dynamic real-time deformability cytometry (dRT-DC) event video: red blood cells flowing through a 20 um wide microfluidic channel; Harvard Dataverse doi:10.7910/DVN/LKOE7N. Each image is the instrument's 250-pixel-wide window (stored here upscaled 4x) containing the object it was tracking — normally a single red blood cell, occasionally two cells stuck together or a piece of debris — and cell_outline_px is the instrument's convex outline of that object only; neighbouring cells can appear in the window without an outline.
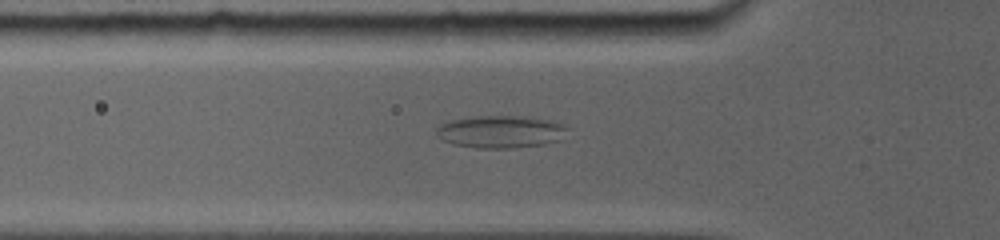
{"species": "common noctule bat (a hibernating species)", "species_latin": "Nyctalus noctula", "temperature_condition": "room temperature", "stored_images_in_passage": 58, "camera_frame_rate_fps": 5000, "um_per_image_px": 0.085, "animal": {"sex": "female", "body_mass_g": 19.0, "forearm_length_mm": 56.7}, "frame": {"image": 1, "passage_image": 19, "time_ms": 4.8, "image_size_px": [1000, 240], "cell_outline_px": [[568, 128], [560, 140], [544, 144], [512, 148], [476, 148], [452, 144], [436, 136], [436, 128], [440, 124], [452, 120], [472, 116], [528, 116], [552, 120], [564, 124]], "centroid_in_image_um": [42.56, 11.19], "position_along_channel_um": 83.2, "area_um2": 25.03}}
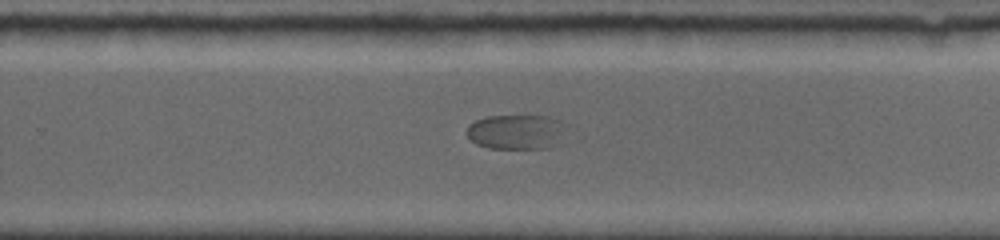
{"frame": {"image": 2, "passage_image": 32, "time_ms": 10.2, "image_size_px": [1000, 240], "cell_outline_px": [[560, 144], [552, 148], [488, 148], [476, 144], [468, 136], [468, 124], [484, 116], [548, 116], [560, 120]], "centroid_in_image_um": [43.83, 11.22], "position_along_channel_um": 286.0, "area_um2": 19.88}}
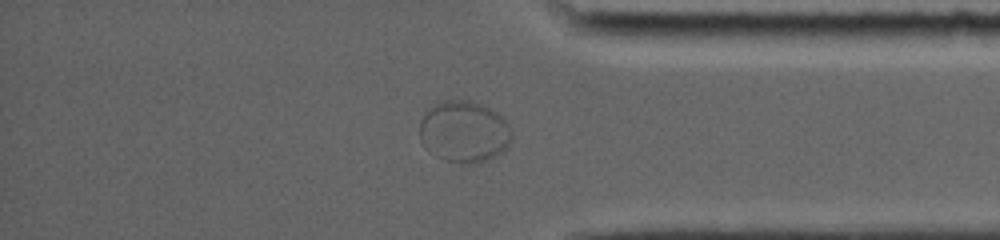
{"frame": {"image": 3, "passage_image": 45, "time_ms": 13.2, "image_size_px": [1000, 240], "cell_outline_px": [[512, 140], [500, 152], [476, 164], [460, 164], [444, 160], [428, 152], [424, 148], [420, 140], [420, 120], [428, 108], [432, 104], [444, 100], [472, 100], [496, 112], [512, 128]], "centroid_in_image_um": [39.4, 11.19], "position_along_channel_um": 395.8, "area_um2": 33.29}}